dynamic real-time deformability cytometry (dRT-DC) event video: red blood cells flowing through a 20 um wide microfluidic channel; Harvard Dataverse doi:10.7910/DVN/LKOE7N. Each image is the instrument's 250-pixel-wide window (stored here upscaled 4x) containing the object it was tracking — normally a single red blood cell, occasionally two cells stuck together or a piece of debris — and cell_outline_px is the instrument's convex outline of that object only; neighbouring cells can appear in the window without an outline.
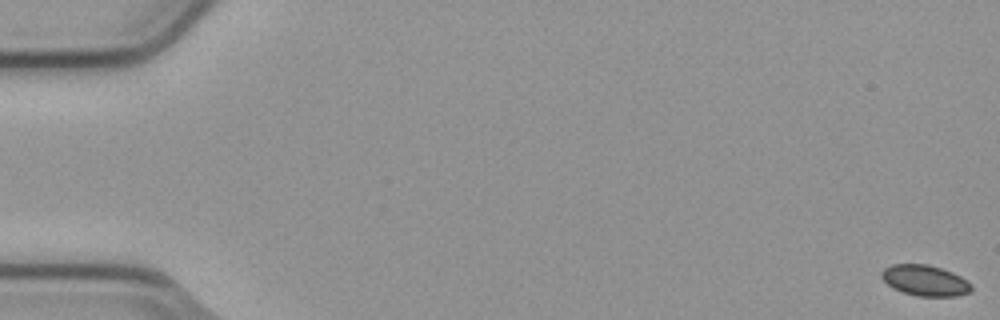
{"species": "common noctule bat (a hibernating species)", "species_latin": "Nyctalus noctula", "temperature_condition": "cold", "stored_images_in_passage": 5, "camera_frame_rate_fps": 3000, "um_per_image_px": 0.085, "animal": {"sex": "male", "body_mass_g": 23.1, "forearm_length_mm": 52.7}, "frame": {"image": 1, "passage_image": 1, "time_ms": 0.0, "image_size_px": [1000, 320], "cell_outline_px": [[972, 288], [968, 292], [956, 296], [916, 296], [892, 288], [880, 276], [880, 272], [884, 268], [892, 264], [928, 264], [952, 272], [968, 280], [972, 284]], "centroid_in_image_um": [78.61, 23.83], "position_along_channel_um": 6.4, "area_um2": 16.13}}
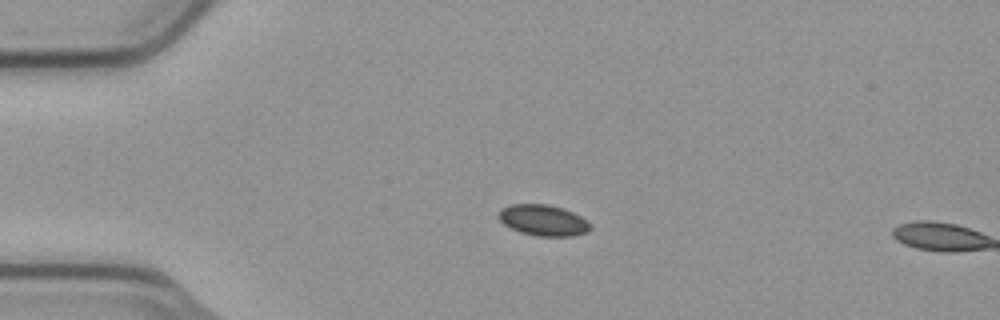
{"frame": {"image": 2, "passage_image": 4, "time_ms": 1.0, "image_size_px": [1000, 320], "cell_outline_px": [[592, 228], [588, 232], [572, 236], [536, 236], [520, 232], [504, 224], [496, 216], [500, 208], [512, 204], [548, 204], [564, 208], [580, 216], [592, 224]], "centroid_in_image_um": [46.18, 18.72], "position_along_channel_um": 38.8, "area_um2": 16.76}}